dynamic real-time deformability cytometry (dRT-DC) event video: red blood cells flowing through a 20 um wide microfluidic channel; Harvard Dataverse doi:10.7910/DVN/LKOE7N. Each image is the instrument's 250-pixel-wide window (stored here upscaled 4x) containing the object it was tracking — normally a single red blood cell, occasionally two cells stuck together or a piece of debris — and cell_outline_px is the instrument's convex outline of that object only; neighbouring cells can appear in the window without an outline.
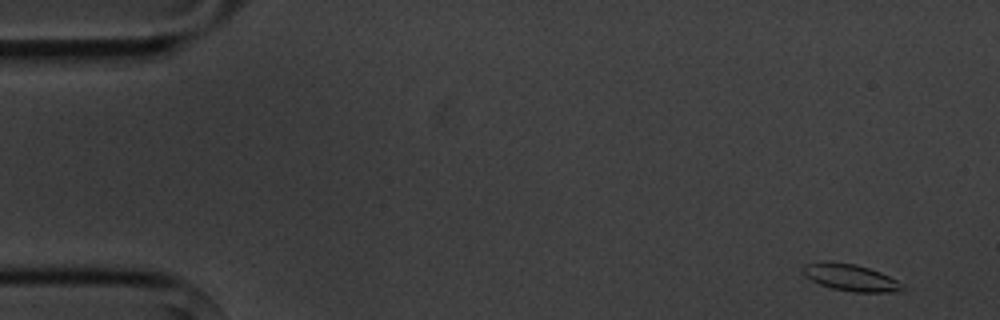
{"species": "common noctule bat (a hibernating species)", "species_latin": "Nyctalus noctula", "temperature_condition": "cold", "stored_images_in_passage": 8, "camera_frame_rate_fps": 3000, "um_per_image_px": 0.085, "animal": {"sex": "male", "body_mass_g": 20.1, "forearm_length_mm": 53.5}, "frame": {"image": 1, "passage_image": 1, "time_ms": 0.0, "image_size_px": [1000, 320], "cell_outline_px": [[904, 292], [852, 292], [832, 288], [820, 284], [804, 276], [800, 272], [800, 268], [804, 264], [824, 260], [832, 260], [856, 264], [880, 272], [896, 280]], "centroid_in_image_um": [72.19, 23.56], "position_along_channel_um": 12.8, "area_um2": 15.78}}
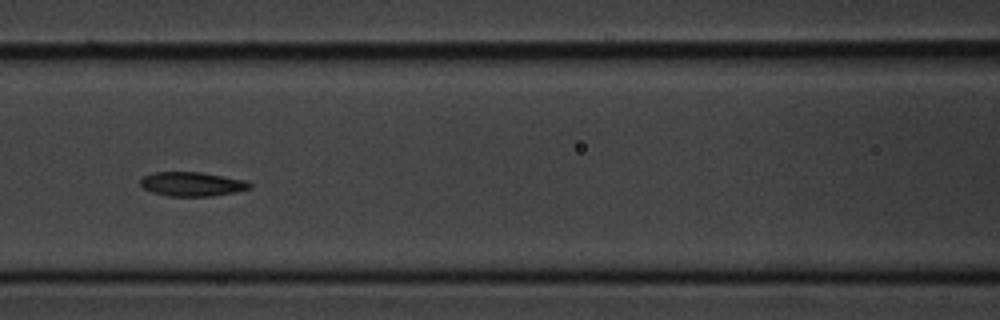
{"frame": {"image": 2, "passage_image": 7, "time_ms": 7.0, "image_size_px": [1000, 320], "cell_outline_px": [[252, 188], [236, 192], [212, 196], [168, 196], [152, 192], [144, 188], [140, 184], [140, 180], [144, 176], [156, 172], [200, 172], [244, 180], [252, 184]], "centroid_in_image_um": [16.34, 15.65], "position_along_channel_um": 150.3, "area_um2": 15.32}}
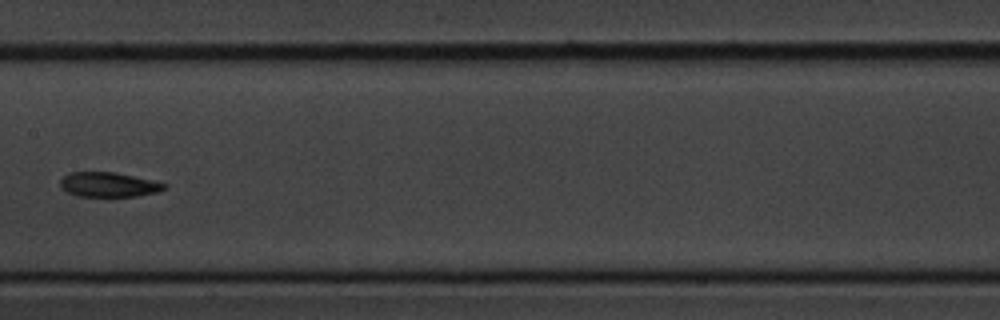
{"frame": {"image": 3, "passage_image": 8, "time_ms": 8.333, "image_size_px": [1000, 320], "cell_outline_px": [[168, 188], [156, 192], [136, 196], [76, 196], [60, 188], [60, 180], [64, 176], [72, 172], [116, 172], [168, 184]], "centroid_in_image_um": [9.23, 15.69], "position_along_channel_um": 198.2, "area_um2": 14.91}}